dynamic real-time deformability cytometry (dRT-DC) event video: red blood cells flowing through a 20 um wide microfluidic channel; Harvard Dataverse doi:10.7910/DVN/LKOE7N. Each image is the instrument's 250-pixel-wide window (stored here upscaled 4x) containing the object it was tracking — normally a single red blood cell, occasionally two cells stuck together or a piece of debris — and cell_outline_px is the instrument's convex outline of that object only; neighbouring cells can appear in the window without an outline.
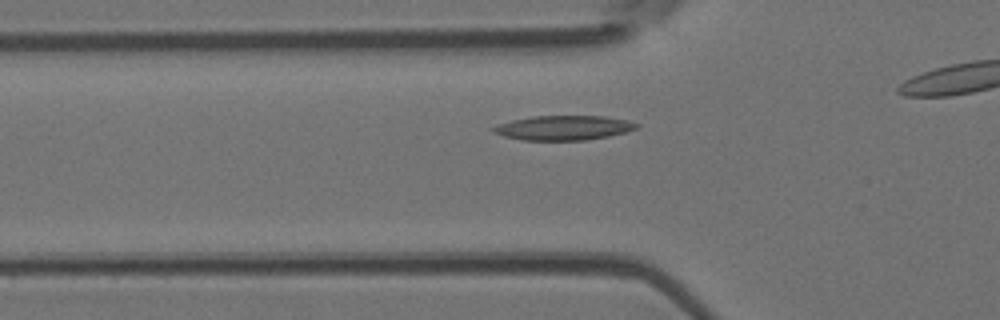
{"species": "Egyptian fruit bat (a non-hibernating species)", "species_latin": "Rousettus aegyptiacus", "temperature_condition": "room temperature", "stored_images_in_passage": 27, "camera_frame_rate_fps": 3000, "um_per_image_px": 0.085, "animal": {"sex": "female"}, "frame": {"image": 1, "passage_image": 4, "time_ms": 1.0, "image_size_px": [1000, 320], "cell_outline_px": [[640, 124], [636, 128], [624, 132], [608, 136], [584, 140], [520, 140], [504, 136], [492, 132], [492, 128], [500, 124], [512, 120], [532, 116], [604, 116], [628, 120]], "centroid_in_image_um": [47.89, 10.86], "position_along_channel_um": 77.9, "area_um2": 20.35}}
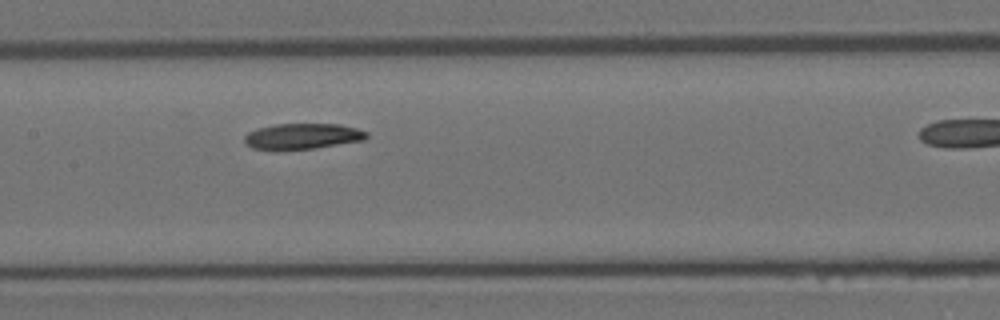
{"frame": {"image": 2, "passage_image": 12, "time_ms": 3.667, "image_size_px": [1000, 320], "cell_outline_px": [[368, 136], [364, 140], [316, 148], [276, 152], [252, 148], [244, 140], [244, 136], [248, 132], [256, 128], [276, 124], [340, 124], [356, 128], [368, 132]], "centroid_in_image_um": [25.67, 11.61], "position_along_channel_um": 181.7, "area_um2": 18.84}}
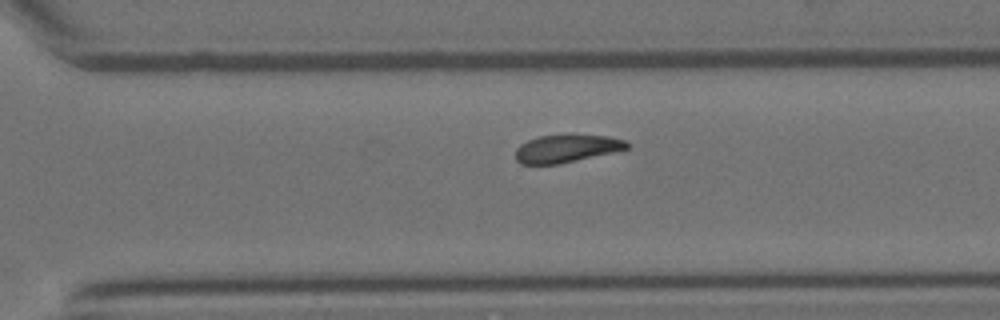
{"frame": {"image": 3, "passage_image": 23, "time_ms": 7.333, "image_size_px": [1000, 320], "cell_outline_px": [[628, 148], [612, 152], [560, 164], [520, 164], [516, 160], [516, 148], [520, 144], [528, 140], [540, 136], [608, 136], [624, 140], [628, 144]], "centroid_in_image_um": [48.1, 12.65], "position_along_channel_um": 322.5, "area_um2": 17.51}, "authors_computed_cell_mechanics": {"area_um2": 19.0162, "velocity_mm_per_s": 3.8589, "shape_relaxation_time_tau1_ms": 6.7901, "shape_relaxation_time_tau2_ms": 8.1568, "deformation_change_tau1": 0.1493, "deformation_change_tau2": 0.1489}}